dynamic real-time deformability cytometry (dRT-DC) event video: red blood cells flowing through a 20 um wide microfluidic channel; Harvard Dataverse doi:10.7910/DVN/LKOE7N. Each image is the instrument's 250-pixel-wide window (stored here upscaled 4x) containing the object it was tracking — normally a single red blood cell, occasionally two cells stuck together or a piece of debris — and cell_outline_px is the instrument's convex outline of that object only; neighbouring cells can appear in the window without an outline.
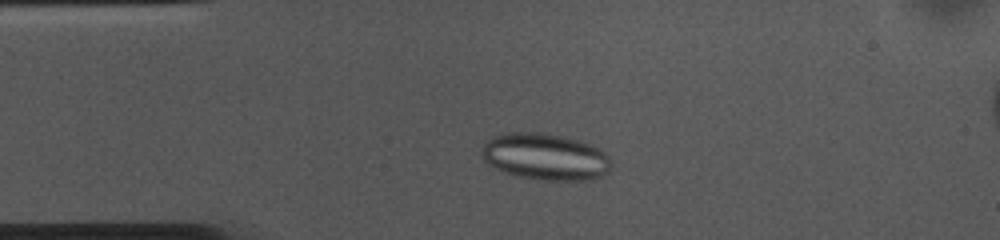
{"species": "common noctule bat (a hibernating species)", "species_latin": "Nyctalus noctula", "temperature_condition": "cold", "stored_images_in_passage": 50, "camera_frame_rate_fps": 3000, "um_per_image_px": 0.085, "animal": {"sex": "female", "body_mass_g": 10.0, "forearm_length_mm": 53.1}, "frame": {"image": 1, "passage_image": 10, "time_ms": 3.0, "image_size_px": [1000, 240], "cell_outline_px": [[612, 168], [604, 176], [596, 180], [544, 180], [520, 176], [504, 172], [488, 164], [484, 160], [480, 152], [484, 144], [492, 136], [508, 132], [540, 132], [580, 140], [592, 144], [604, 152], [608, 156], [612, 164]], "centroid_in_image_um": [46.38, 13.32], "position_along_channel_um": 38.6, "area_um2": 35.55}}
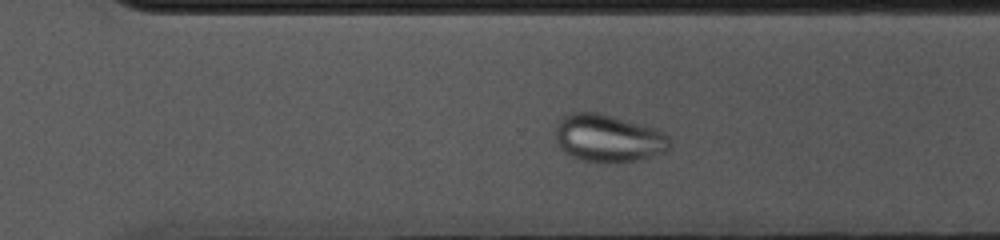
{"frame": {"image": 2, "passage_image": 35, "time_ms": 11.333, "image_size_px": [1000, 240], "cell_outline_px": [[672, 148], [664, 152], [636, 160], [584, 160], [572, 156], [560, 148], [556, 144], [556, 124], [564, 116], [572, 112], [596, 112], [612, 116], [652, 128], [664, 132], [672, 140]], "centroid_in_image_um": [51.71, 11.72], "position_along_channel_um": 318.9, "area_um2": 30.92}}
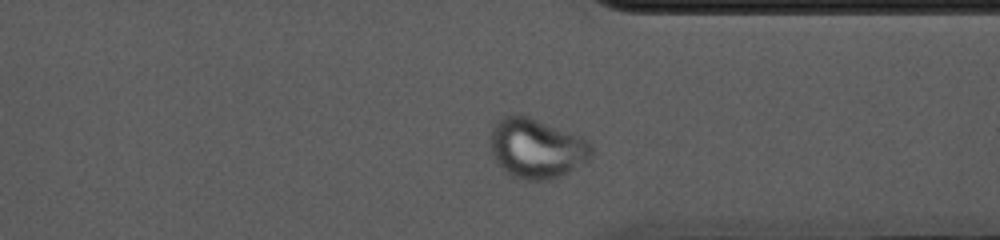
{"frame": {"image": 3, "passage_image": 39, "time_ms": 12.667, "image_size_px": [1000, 240], "cell_outline_px": [[592, 156], [588, 160], [568, 172], [560, 176], [544, 180], [520, 180], [508, 172], [492, 156], [492, 128], [504, 116], [528, 116], [572, 132], [588, 140], [592, 148]], "centroid_in_image_um": [45.65, 12.61], "position_along_channel_um": 365.7, "area_um2": 34.62}}